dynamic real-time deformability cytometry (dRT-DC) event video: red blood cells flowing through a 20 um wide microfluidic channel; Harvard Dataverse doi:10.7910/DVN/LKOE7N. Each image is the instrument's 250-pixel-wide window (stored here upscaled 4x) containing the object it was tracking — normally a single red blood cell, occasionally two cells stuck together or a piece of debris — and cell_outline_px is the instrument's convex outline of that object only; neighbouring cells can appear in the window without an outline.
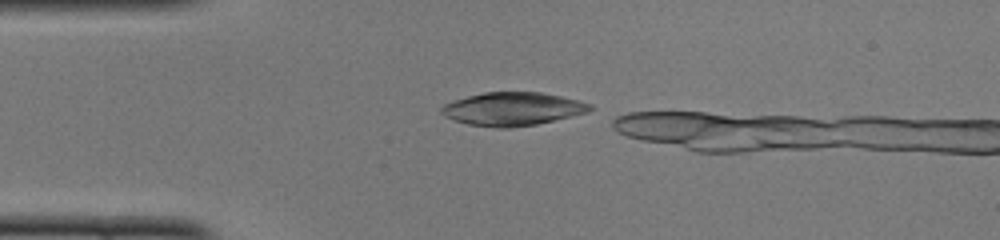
{"species": "common noctule bat (a hibernating species)", "species_latin": "Nyctalus noctula", "temperature_condition": "cold", "stored_images_in_passage": 10, "camera_frame_rate_fps": 3000, "um_per_image_px": 0.085, "animal": {"sex": "female", "body_mass_g": 22.0, "forearm_length_mm": 56.7}, "frame": {"image": 1, "passage_image": 1, "time_ms": 0.0, "image_size_px": [1000, 240], "cell_outline_px": [[596, 108], [588, 112], [536, 124], [512, 128], [496, 128], [468, 124], [452, 120], [444, 116], [440, 112], [440, 108], [444, 104], [452, 100], [484, 92], [540, 92], [560, 96], [592, 104]], "centroid_in_image_um": [43.54, 9.26], "position_along_channel_um": 41.5, "area_um2": 28.9}}
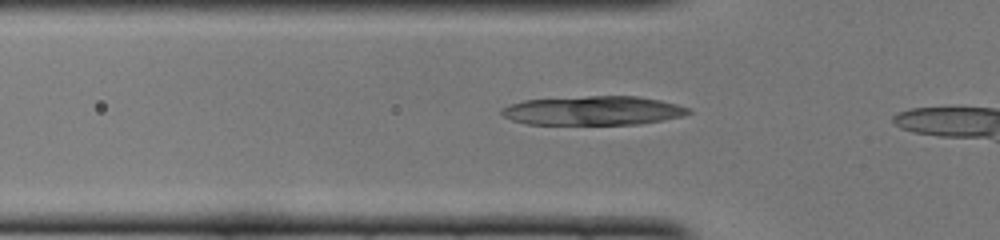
{"frame": {"image": 2, "passage_image": 5, "time_ms": 1.333, "image_size_px": [1000, 240], "cell_outline_px": [[692, 112], [680, 116], [640, 124], [528, 124], [512, 120], [504, 116], [500, 112], [500, 108], [508, 104], [524, 100], [588, 96], [636, 96], [660, 100], [692, 108]], "centroid_in_image_um": [50.39, 9.39], "position_along_channel_um": 75.4, "area_um2": 31.56}}
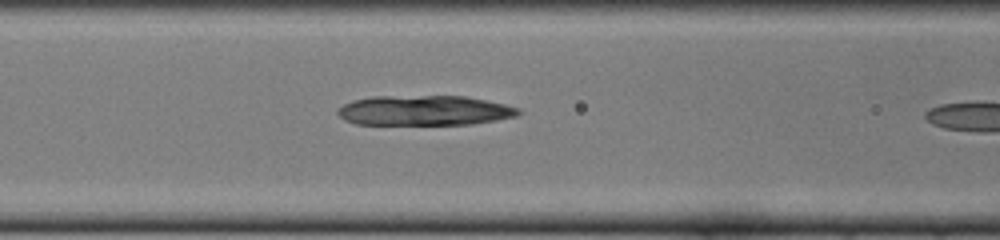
{"frame": {"image": 3, "passage_image": 9, "time_ms": 2.667, "image_size_px": [1000, 240], "cell_outline_px": [[520, 112], [516, 116], [496, 120], [472, 124], [356, 124], [344, 120], [336, 112], [344, 104], [352, 100], [372, 96], [464, 96], [504, 104], [520, 108]], "centroid_in_image_um": [36.05, 9.39], "position_along_channel_um": 130.5, "area_um2": 31.44}}